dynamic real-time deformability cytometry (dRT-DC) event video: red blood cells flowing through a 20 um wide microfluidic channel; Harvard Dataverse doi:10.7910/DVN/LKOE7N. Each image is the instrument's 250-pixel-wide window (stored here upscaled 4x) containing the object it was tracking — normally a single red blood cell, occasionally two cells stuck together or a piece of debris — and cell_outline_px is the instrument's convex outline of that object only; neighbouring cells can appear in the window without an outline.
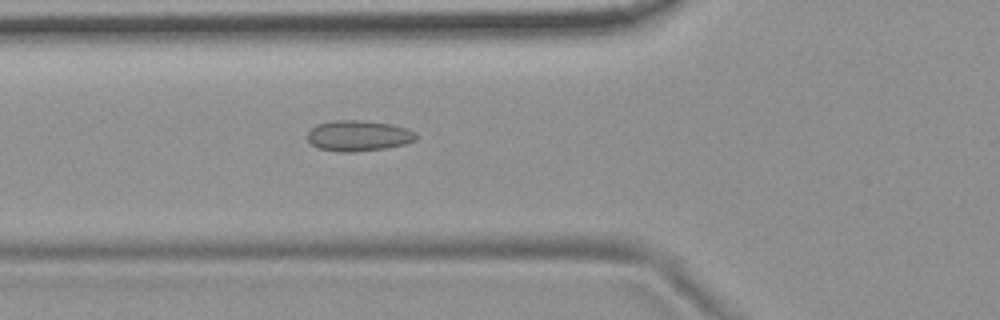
{"species": "common noctule bat (a hibernating species)", "species_latin": "Nyctalus noctula", "temperature_condition": "room temperature", "stored_images_in_passage": 54, "camera_frame_rate_fps": 3000, "um_per_image_px": 0.085, "animal": {"sex": "female", "body_mass_g": 19.9}, "frame": {"image": 1, "passage_image": 20, "time_ms": 6.333, "image_size_px": [1000, 320], "cell_outline_px": [[416, 140], [404, 144], [388, 148], [352, 152], [340, 152], [320, 148], [312, 144], [308, 140], [308, 132], [316, 124], [332, 120], [364, 120], [392, 124], [408, 128], [416, 132]], "centroid_in_image_um": [30.49, 11.53], "position_along_channel_um": 95.3, "area_um2": 19.59}}
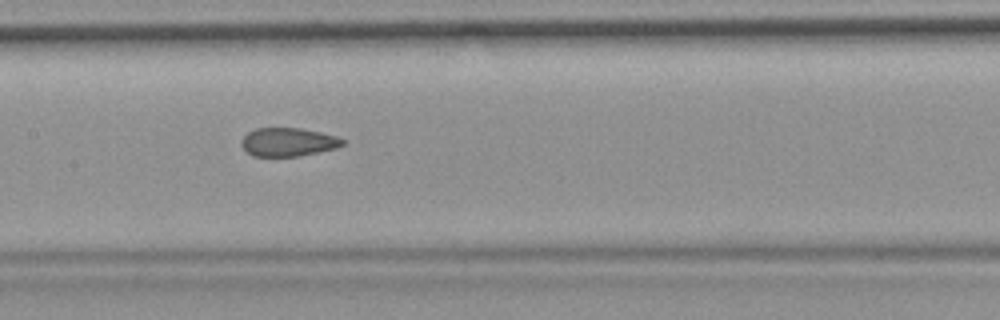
{"frame": {"image": 2, "passage_image": 27, "time_ms": 8.667, "image_size_px": [1000, 320], "cell_outline_px": [[344, 144], [336, 148], [300, 156], [252, 156], [240, 144], [240, 140], [248, 132], [256, 128], [300, 128], [320, 132], [336, 136], [344, 140]], "centroid_in_image_um": [24.47, 12.07], "position_along_channel_um": 182.9, "area_um2": 16.76}}
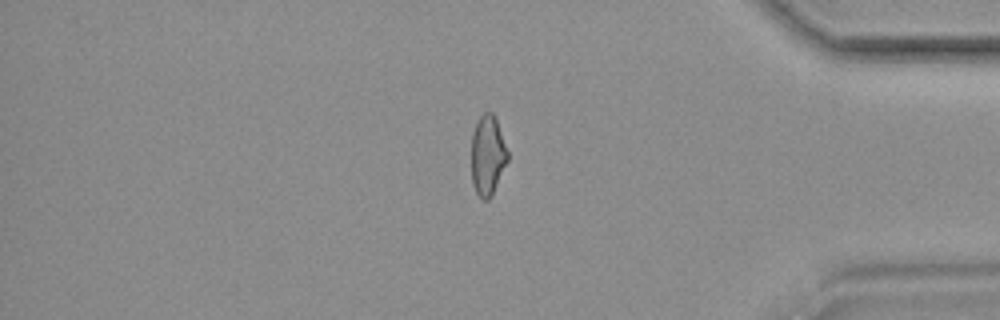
{"frame": {"image": 3, "passage_image": 46, "time_ms": 15.0, "image_size_px": [1000, 320], "cell_outline_px": [[508, 160], [492, 196], [488, 200], [484, 200], [476, 192], [472, 184], [472, 132], [480, 116], [484, 112], [492, 112], [496, 116], [508, 152]], "centroid_in_image_um": [41.46, 13.19], "position_along_channel_um": 393.7, "area_um2": 16.99}, "authors_computed_cell_mechanics": {"area_um2": 18.0336, "velocity_mm_per_s": 3.7309, "shape_relaxation_time_tau1_ms": null, "shape_relaxation_time_tau2_ms": 1.3611, "deformation_change_tau1": null, "deformation_change_tau2": 0.0683}}